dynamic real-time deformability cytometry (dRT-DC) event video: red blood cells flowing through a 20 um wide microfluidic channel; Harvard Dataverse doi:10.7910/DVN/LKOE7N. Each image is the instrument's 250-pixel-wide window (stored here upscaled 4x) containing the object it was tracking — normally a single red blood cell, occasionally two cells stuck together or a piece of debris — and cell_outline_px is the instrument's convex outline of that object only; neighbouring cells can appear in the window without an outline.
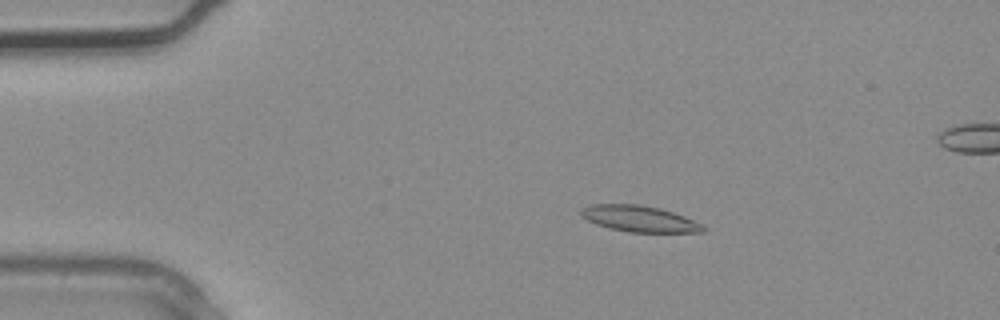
{"species": "common noctule bat (a hibernating species)", "species_latin": "Nyctalus noctula", "temperature_condition": "warm", "stored_images_in_passage": 2, "camera_frame_rate_fps": 3000, "um_per_image_px": 0.085, "animal": {"sex": "male", "body_mass_g": 20.4}, "frame": {"image": 1, "passage_image": 1, "time_ms": 0.0, "image_size_px": [1000, 320], "cell_outline_px": [[708, 228], [704, 232], [628, 232], [608, 228], [596, 224], [580, 216], [580, 212], [584, 208], [592, 204], [636, 204], [660, 208], [684, 216]], "centroid_in_image_um": [54.34, 18.6], "position_along_channel_um": 30.7, "area_um2": 18.5}}